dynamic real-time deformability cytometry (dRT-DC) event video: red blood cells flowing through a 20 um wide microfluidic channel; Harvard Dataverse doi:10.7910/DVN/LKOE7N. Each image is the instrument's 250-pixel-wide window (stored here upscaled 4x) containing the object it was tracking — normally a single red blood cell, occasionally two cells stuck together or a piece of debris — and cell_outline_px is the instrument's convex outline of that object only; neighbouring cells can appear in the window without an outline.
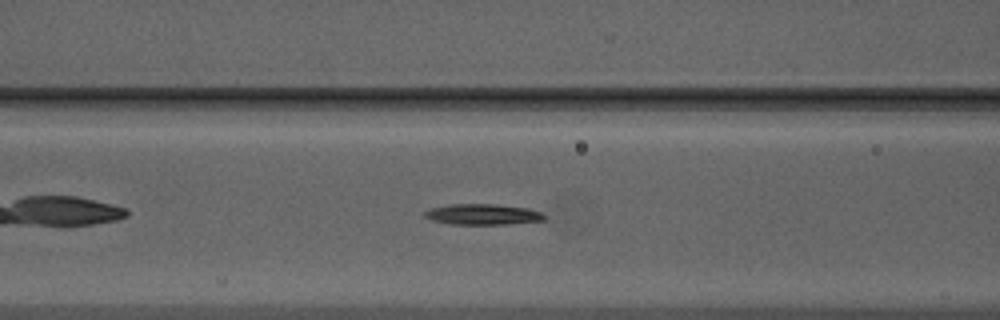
{"species": "Egyptian fruit bat (a non-hibernating species)", "species_latin": "Rousettus aegyptiacus", "temperature_condition": "warm", "stored_images_in_passage": 39, "camera_frame_rate_fps": 3000, "um_per_image_px": 0.085, "animal": {"sex": "male"}, "frame": {"image": 1, "passage_image": 8, "time_ms": 2.333, "image_size_px": [1000, 320], "cell_outline_px": [[544, 220], [504, 224], [452, 224], [432, 220], [424, 216], [424, 212], [432, 208], [452, 204], [496, 204], [528, 208], [540, 212], [544, 216]], "centroid_in_image_um": [41.02, 18.21], "position_along_channel_um": 125.6, "area_um2": 14.22}}
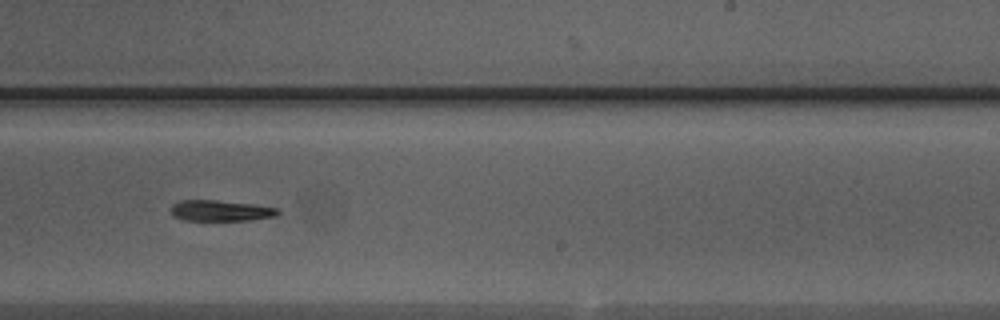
{"frame": {"image": 2, "passage_image": 19, "time_ms": 6.0, "image_size_px": [1000, 320], "cell_outline_px": [[280, 212], [276, 216], [248, 220], [184, 220], [176, 216], [172, 212], [172, 204], [180, 200], [216, 200], [256, 204], [280, 208]], "centroid_in_image_um": [18.82, 17.89], "position_along_channel_um": 270.2, "area_um2": 13.01}}
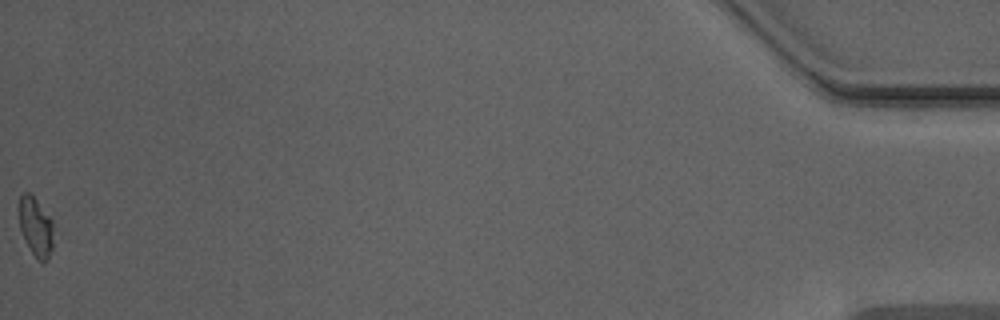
{"frame": {"image": 3, "passage_image": 39, "time_ms": 12.667, "image_size_px": [1000, 320], "cell_outline_px": [[52, 248], [48, 260], [36, 260], [20, 228], [16, 208], [20, 196], [24, 192], [28, 192], [36, 200], [52, 220]], "centroid_in_image_um": [2.99, 19.24], "position_along_channel_um": 432.2, "area_um2": 11.79}, "authors_computed_cell_mechanics": {"area_um2": 13.583, "velocity_mm_per_s": 3.9518, "shape_relaxation_time_tau1_ms": 5.5428, "shape_relaxation_time_tau2_ms": null, "deformation_change_tau1": 0.181, "deformation_change_tau2": null}}